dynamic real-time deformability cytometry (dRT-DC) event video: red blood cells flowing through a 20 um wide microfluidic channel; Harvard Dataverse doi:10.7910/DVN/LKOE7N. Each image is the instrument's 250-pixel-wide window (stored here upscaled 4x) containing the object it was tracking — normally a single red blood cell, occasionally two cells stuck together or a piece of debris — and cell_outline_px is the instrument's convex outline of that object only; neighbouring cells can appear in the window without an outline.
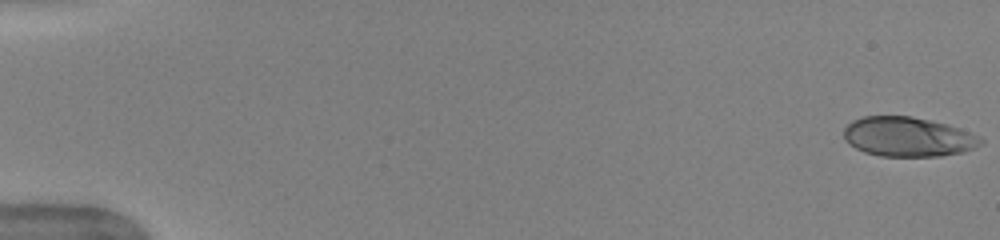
{"species": "human", "species_latin": "Homo sapiens", "temperature_condition": "warm", "stored_images_in_passage": 12, "camera_frame_rate_fps": 3000, "um_per_image_px": 0.085, "donor": {"sex": "female"}, "frame": {"image": 1, "passage_image": 1, "time_ms": 0.0, "image_size_px": [1000, 240], "cell_outline_px": [[984, 140], [976, 148], [964, 152], [940, 156], [880, 156], [864, 152], [848, 144], [844, 140], [844, 128], [852, 120], [864, 116], [912, 116], [948, 124], [980, 136]], "centroid_in_image_um": [77.18, 11.63], "position_along_channel_um": 7.8, "area_um2": 31.79}}